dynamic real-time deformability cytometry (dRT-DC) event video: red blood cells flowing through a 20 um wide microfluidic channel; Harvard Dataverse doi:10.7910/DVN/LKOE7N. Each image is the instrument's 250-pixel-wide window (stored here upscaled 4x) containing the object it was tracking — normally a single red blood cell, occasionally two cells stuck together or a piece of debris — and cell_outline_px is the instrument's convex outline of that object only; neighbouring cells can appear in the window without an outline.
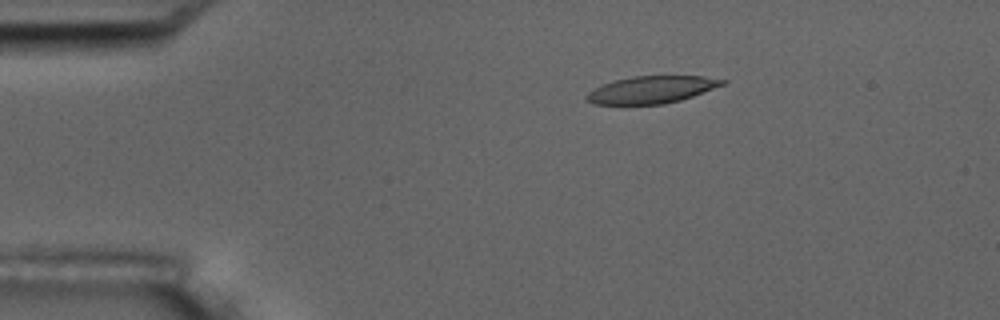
{"species": "common noctule bat (a hibernating species)", "species_latin": "Nyctalus noctula", "temperature_condition": "room temperature", "stored_images_in_passage": 4, "camera_frame_rate_fps": 3000, "um_per_image_px": 0.085, "animal": {"sex": "male", "body_mass_g": 17.5, "forearm_length_mm": 52.3}, "frame": {"image": 1, "passage_image": 3, "time_ms": 2.333, "image_size_px": [1000, 320], "cell_outline_px": [[728, 84], [680, 100], [664, 104], [592, 104], [584, 96], [588, 92], [604, 84], [616, 80], [632, 76], [704, 76], [728, 80]], "centroid_in_image_um": [55.45, 7.62], "position_along_channel_um": 29.6, "area_um2": 21.5}}